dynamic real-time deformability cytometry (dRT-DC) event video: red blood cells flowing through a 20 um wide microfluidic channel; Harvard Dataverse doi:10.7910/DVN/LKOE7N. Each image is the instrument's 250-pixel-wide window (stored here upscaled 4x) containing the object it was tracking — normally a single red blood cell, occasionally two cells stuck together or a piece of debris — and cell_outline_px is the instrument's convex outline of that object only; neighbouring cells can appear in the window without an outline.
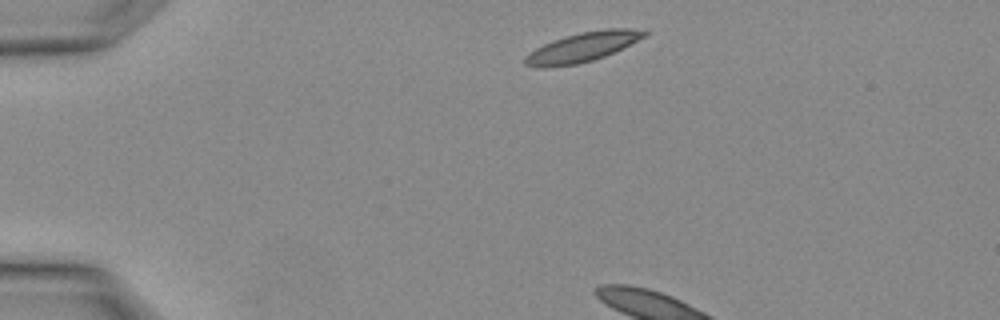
{"species": "Egyptian fruit bat (a non-hibernating species)", "species_latin": "Rousettus aegyptiacus", "temperature_condition": "warm", "stored_images_in_passage": 2, "camera_frame_rate_fps": 3000, "um_per_image_px": 0.085, "animal": {"sex": "female"}, "frame": {"image": 1, "passage_image": 1, "time_ms": 0.0, "image_size_px": [1000, 320], "cell_outline_px": [[648, 36], [604, 56], [592, 60], [576, 64], [548, 68], [536, 68], [524, 64], [524, 56], [528, 52], [552, 40], [564, 36], [580, 32], [604, 28], [628, 28], [648, 32]], "centroid_in_image_um": [49.46, 4.01], "position_along_channel_um": 35.5, "area_um2": 20.63}}